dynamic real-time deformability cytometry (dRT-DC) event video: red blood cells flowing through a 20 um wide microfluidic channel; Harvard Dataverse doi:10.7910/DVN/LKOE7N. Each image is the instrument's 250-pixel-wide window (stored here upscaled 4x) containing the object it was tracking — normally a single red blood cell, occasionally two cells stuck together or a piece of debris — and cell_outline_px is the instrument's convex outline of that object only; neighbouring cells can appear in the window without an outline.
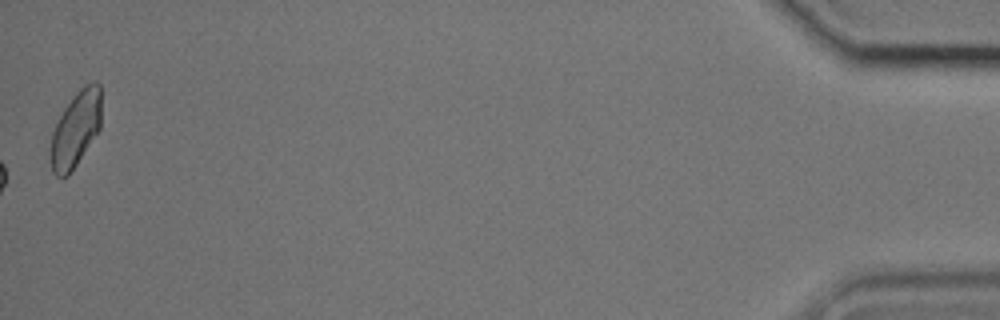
{"species": "common noctule bat (a hibernating species)", "species_latin": "Nyctalus noctula", "temperature_condition": "cold", "stored_images_in_passage": 51, "camera_frame_rate_fps": 3000, "um_per_image_px": 0.085, "animal": {"sex": "male", "body_mass_g": 17.9, "forearm_length_mm": 54.2}, "frame": {"image": 1, "passage_image": 51, "time_ms": 16.667, "image_size_px": [1000, 320], "cell_outline_px": [[100, 128], [68, 176], [56, 176], [52, 172], [48, 152], [52, 132], [64, 108], [76, 92], [84, 84], [92, 80], [96, 80], [100, 84]], "centroid_in_image_um": [6.4, 10.96], "position_along_channel_um": 428.8, "area_um2": 22.43}}